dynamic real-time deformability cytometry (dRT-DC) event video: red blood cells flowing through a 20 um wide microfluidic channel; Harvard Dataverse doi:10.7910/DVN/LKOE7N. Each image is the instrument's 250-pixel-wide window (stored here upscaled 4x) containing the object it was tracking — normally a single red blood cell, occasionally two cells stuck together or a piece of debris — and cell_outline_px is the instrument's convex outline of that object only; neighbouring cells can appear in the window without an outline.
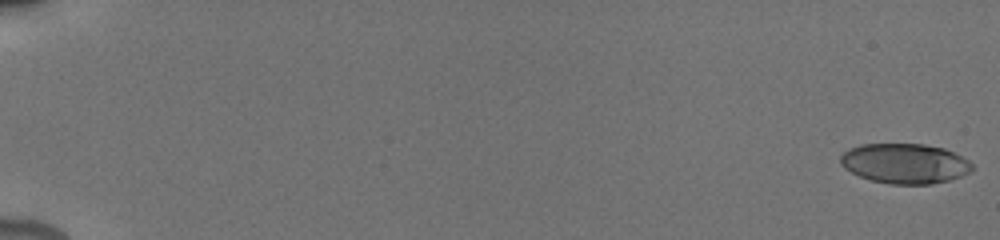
{"species": "human", "species_latin": "Homo sapiens", "temperature_condition": "cold", "stored_images_in_passage": 27, "camera_frame_rate_fps": 3000, "um_per_image_px": 0.085, "donor": {"sex": "male"}, "frame": {"image": 1, "passage_image": 1, "time_ms": 0.0, "image_size_px": [1000, 240], "cell_outline_px": [[972, 168], [968, 172], [960, 176], [948, 180], [932, 184], [888, 184], [872, 180], [860, 176], [844, 168], [840, 164], [840, 156], [848, 148], [860, 144], [924, 144], [944, 148], [968, 160], [972, 164]], "centroid_in_image_um": [76.87, 13.89], "position_along_channel_um": 8.1, "area_um2": 30.58}}
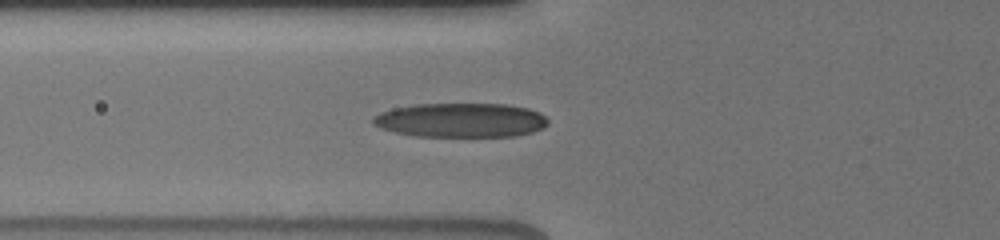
{"frame": {"image": 2, "passage_image": 18, "time_ms": 7.333, "image_size_px": [1000, 240], "cell_outline_px": [[548, 124], [532, 132], [516, 136], [416, 136], [396, 132], [380, 128], [372, 124], [372, 116], [380, 112], [396, 108], [416, 104], [504, 104], [528, 108], [540, 112], [548, 120]], "centroid_in_image_um": [39.16, 10.21], "position_along_channel_um": 86.6, "area_um2": 34.85}}
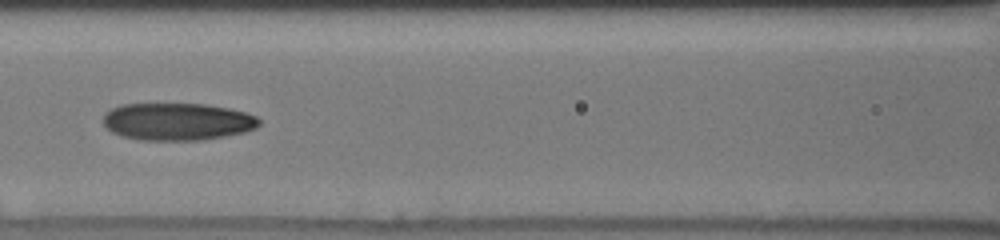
{"frame": {"image": 3, "passage_image": 22, "time_ms": 9.0, "image_size_px": [1000, 240], "cell_outline_px": [[260, 124], [256, 128], [244, 132], [224, 136], [200, 140], [144, 140], [124, 136], [112, 132], [104, 124], [104, 112], [120, 104], [204, 104], [228, 108], [244, 112], [256, 116], [260, 120]], "centroid_in_image_um": [15.08, 10.33], "position_along_channel_um": 151.5, "area_um2": 33.81}}